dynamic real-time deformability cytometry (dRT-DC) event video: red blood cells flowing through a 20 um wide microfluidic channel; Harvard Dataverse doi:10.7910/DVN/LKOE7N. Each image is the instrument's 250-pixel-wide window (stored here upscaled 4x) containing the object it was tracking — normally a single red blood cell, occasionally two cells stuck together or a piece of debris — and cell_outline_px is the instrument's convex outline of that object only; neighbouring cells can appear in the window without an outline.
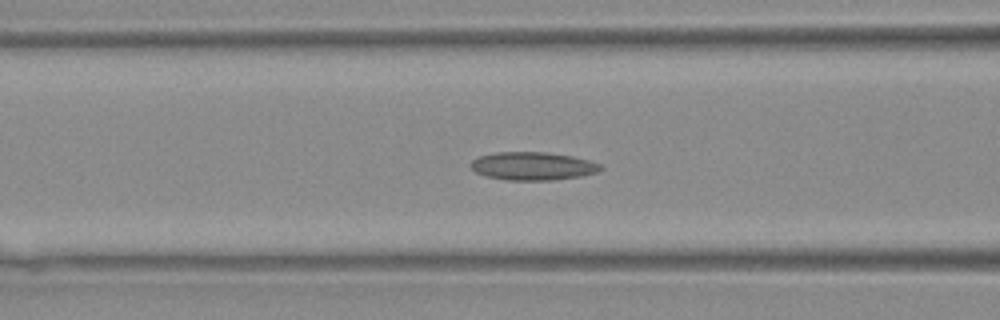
{"species": "Egyptian fruit bat (a non-hibernating species)", "species_latin": "Rousettus aegyptiacus", "temperature_condition": "warm", "stored_images_in_passage": 45, "camera_frame_rate_fps": 3000, "um_per_image_px": 0.085, "animal": {"sex": "female"}, "frame": {"image": 1, "passage_image": 20, "time_ms": 6.333, "image_size_px": [1000, 320], "cell_outline_px": [[604, 168], [596, 172], [580, 176], [552, 180], [508, 180], [484, 176], [476, 172], [472, 168], [472, 160], [480, 156], [496, 152], [544, 152], [572, 156], [588, 160], [600, 164]], "centroid_in_image_um": [45.28, 14.12], "position_along_channel_um": 121.3, "area_um2": 21.1}}
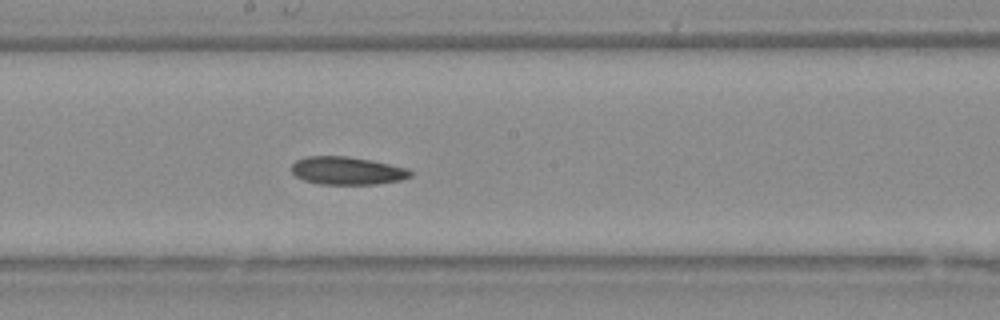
{"frame": {"image": 2, "passage_image": 26, "time_ms": 8.333, "image_size_px": [1000, 320], "cell_outline_px": [[412, 176], [400, 180], [376, 184], [320, 184], [304, 180], [296, 176], [292, 172], [292, 164], [296, 160], [308, 156], [344, 156], [368, 160], [408, 168], [412, 172]], "centroid_in_image_um": [29.5, 14.51], "position_along_channel_um": 218.7, "area_um2": 19.13}}
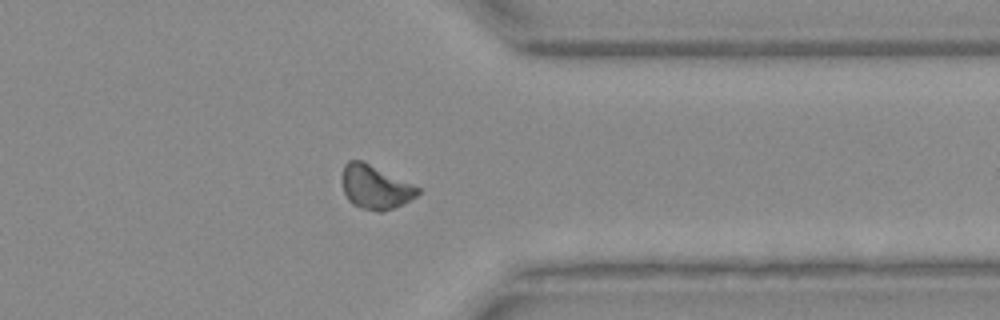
{"frame": {"image": 3, "passage_image": 36, "time_ms": 11.667, "image_size_px": [1000, 320], "cell_outline_px": [[420, 192], [416, 196], [392, 208], [380, 212], [376, 212], [360, 208], [352, 204], [348, 200], [344, 192], [344, 164], [348, 160], [360, 160], [420, 188]], "centroid_in_image_um": [31.88, 15.93], "position_along_channel_um": 379.5, "area_um2": 18.67}}